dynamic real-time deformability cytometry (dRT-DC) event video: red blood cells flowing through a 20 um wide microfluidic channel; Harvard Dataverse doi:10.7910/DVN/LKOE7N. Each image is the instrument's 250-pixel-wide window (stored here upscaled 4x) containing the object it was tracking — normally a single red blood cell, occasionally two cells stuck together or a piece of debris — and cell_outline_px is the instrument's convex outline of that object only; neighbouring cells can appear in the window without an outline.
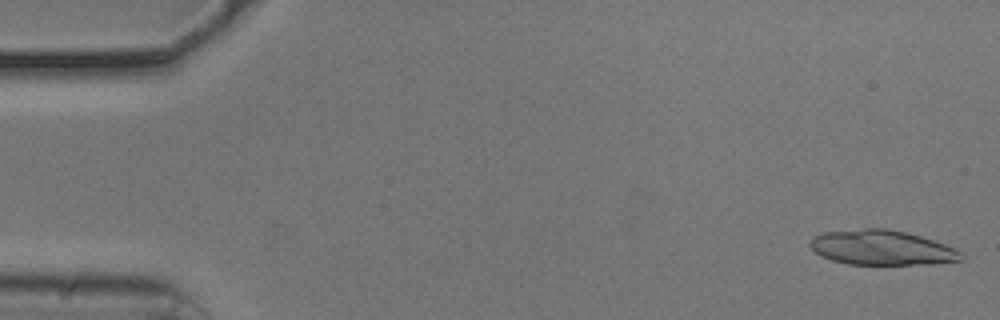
{"species": "common noctule bat (a hibernating species)", "species_latin": "Nyctalus noctula", "temperature_condition": "cold", "stored_images_in_passage": 11, "camera_frame_rate_fps": 3000, "um_per_image_px": 0.085, "animal": {"sex": "male", "body_mass_g": 20.5, "forearm_length_mm": 52.5}, "frame": {"image": 1, "passage_image": 1, "time_ms": 0.0, "image_size_px": [1000, 320], "cell_outline_px": [[964, 260], [932, 264], [848, 264], [832, 260], [820, 256], [808, 244], [808, 240], [824, 232], [860, 228], [884, 228], [904, 232], [920, 236], [944, 244], [960, 252], [964, 256]], "centroid_in_image_um": [74.92, 21.05], "position_along_channel_um": 10.1, "area_um2": 30.58}}